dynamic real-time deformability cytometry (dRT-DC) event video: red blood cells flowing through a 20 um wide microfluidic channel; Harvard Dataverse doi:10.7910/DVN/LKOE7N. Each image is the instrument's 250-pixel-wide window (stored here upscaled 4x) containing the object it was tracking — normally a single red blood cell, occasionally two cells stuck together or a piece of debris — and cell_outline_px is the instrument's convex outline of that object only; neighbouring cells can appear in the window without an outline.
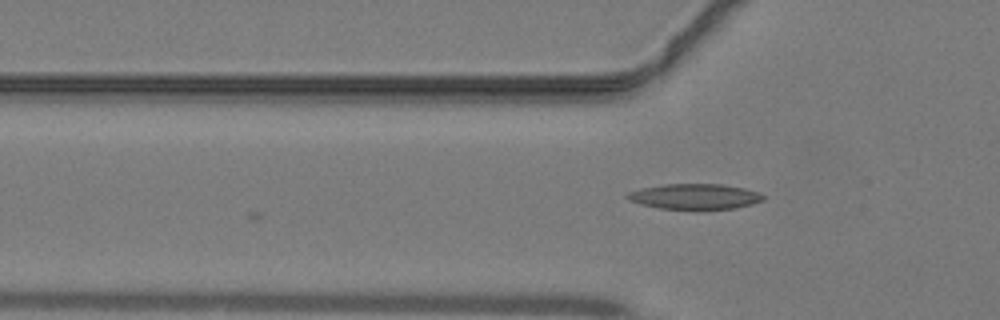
{"species": "common noctule bat (a hibernating species)", "species_latin": "Nyctalus noctula", "temperature_condition": "warm", "stored_images_in_passage": 3, "camera_frame_rate_fps": 3000, "um_per_image_px": 0.085, "animal": {"sex": "male", "body_mass_g": 19.2, "forearm_length_mm": 51.8}, "frame": {"image": 1, "passage_image": 3, "time_ms": 0.667, "image_size_px": [1000, 320], "cell_outline_px": [[764, 200], [752, 204], [736, 208], [696, 212], [660, 208], [640, 204], [628, 200], [624, 196], [628, 192], [640, 188], [664, 184], [724, 184], [744, 188], [760, 192], [764, 196]], "centroid_in_image_um": [59.06, 16.74], "position_along_channel_um": 66.7, "area_um2": 21.1}}